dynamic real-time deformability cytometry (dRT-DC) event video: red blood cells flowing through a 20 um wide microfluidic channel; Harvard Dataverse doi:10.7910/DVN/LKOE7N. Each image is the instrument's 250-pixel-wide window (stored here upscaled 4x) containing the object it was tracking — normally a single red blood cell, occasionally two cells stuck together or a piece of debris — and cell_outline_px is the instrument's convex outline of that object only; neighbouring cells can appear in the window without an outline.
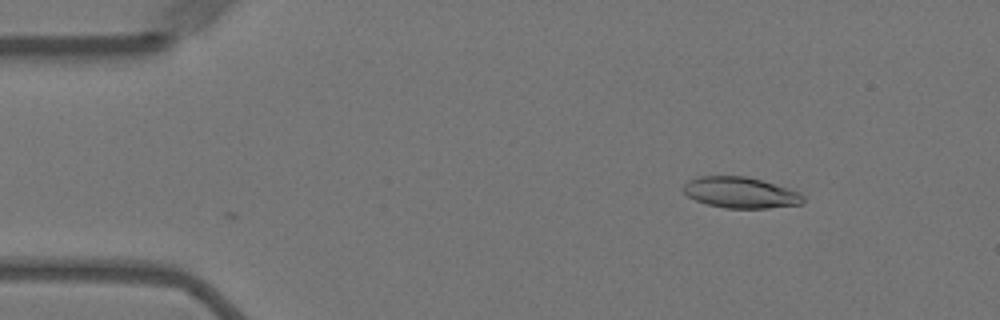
{"species": "Egyptian fruit bat (a non-hibernating species)", "species_latin": "Rousettus aegyptiacus", "temperature_condition": "warm", "stored_images_in_passage": 4, "camera_frame_rate_fps": 3000, "um_per_image_px": 0.085, "animal": {"sex": "female"}, "frame": {"image": 1, "passage_image": 4, "time_ms": 1.0, "image_size_px": [1000, 320], "cell_outline_px": [[804, 204], [768, 208], [724, 208], [708, 204], [696, 200], [688, 196], [684, 192], [684, 184], [688, 180], [700, 176], [744, 176], [760, 180], [788, 188], [800, 192], [804, 196]], "centroid_in_image_um": [62.97, 16.37], "position_along_channel_um": 22.0, "area_um2": 21.56}}